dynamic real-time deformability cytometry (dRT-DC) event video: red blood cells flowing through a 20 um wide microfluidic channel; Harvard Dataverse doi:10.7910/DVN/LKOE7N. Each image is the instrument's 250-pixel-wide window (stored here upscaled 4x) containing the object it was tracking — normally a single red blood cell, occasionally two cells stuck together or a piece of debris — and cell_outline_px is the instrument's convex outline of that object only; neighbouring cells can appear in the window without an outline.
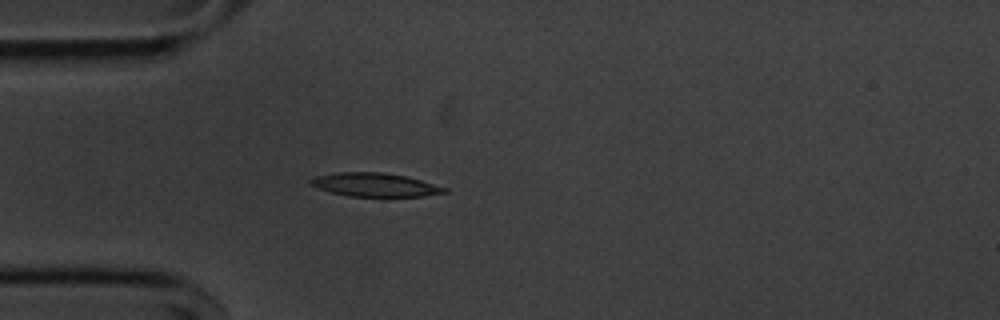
{"species": "common noctule bat (a hibernating species)", "species_latin": "Nyctalus noctula", "temperature_condition": "cold", "stored_images_in_passage": 40, "camera_frame_rate_fps": 3000, "um_per_image_px": 0.085, "animal": {"sex": "male", "body_mass_g": 20.1, "forearm_length_mm": 53.5}, "frame": {"image": 1, "passage_image": 1, "time_ms": 0.0, "image_size_px": [1000, 320], "cell_outline_px": [[448, 192], [424, 196], [348, 196], [332, 192], [308, 184], [308, 180], [316, 176], [336, 172], [380, 172], [404, 176], [420, 180], [448, 188]], "centroid_in_image_um": [31.85, 15.7], "position_along_channel_um": 53.2, "area_um2": 18.21}}
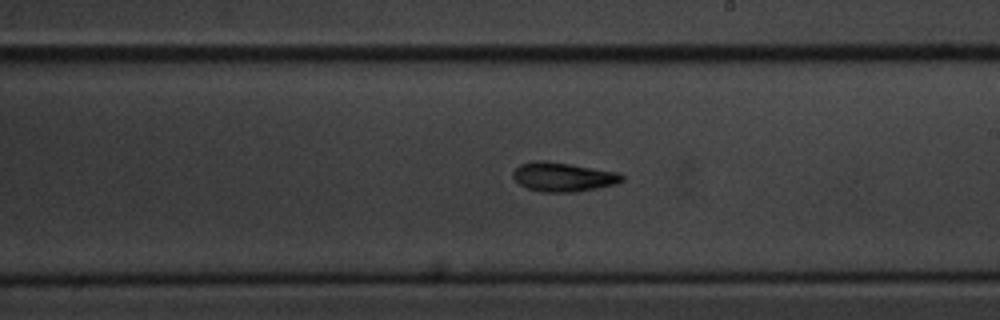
{"frame": {"image": 2, "passage_image": 17, "time_ms": 5.333, "image_size_px": [1000, 320], "cell_outline_px": [[624, 180], [616, 184], [576, 192], [540, 192], [528, 188], [520, 184], [512, 176], [512, 172], [520, 164], [532, 160], [548, 160], [616, 172], [624, 176]], "centroid_in_image_um": [47.83, 15.03], "position_along_channel_um": 241.2, "area_um2": 18.55}}
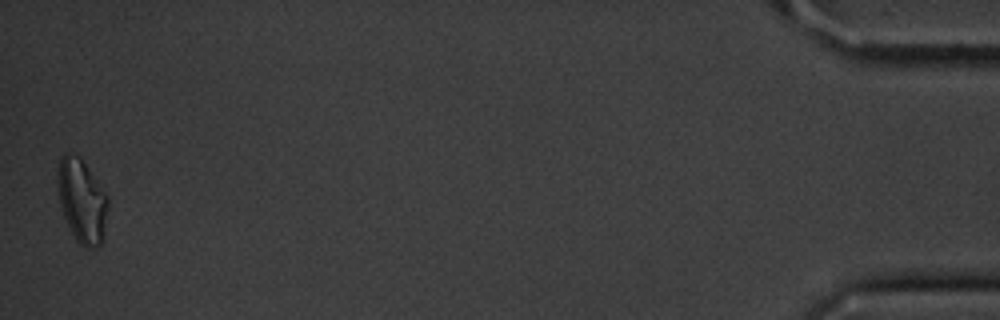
{"frame": {"image": 3, "passage_image": 40, "time_ms": 13.0, "image_size_px": [1000, 320], "cell_outline_px": [[108, 208], [104, 240], [100, 244], [92, 248], [84, 248], [76, 240], [64, 216], [60, 204], [56, 180], [56, 172], [60, 156], [64, 152], [68, 152], [80, 156], [108, 196]], "centroid_in_image_um": [6.96, 17.04], "position_along_channel_um": 428.2, "area_um2": 24.97}, "authors_computed_cell_mechanics": {"area_um2": 18.1492, "velocity_mm_per_s": 3.6409, "shape_relaxation_time_tau1_ms": 2.378, "shape_relaxation_time_tau2_ms": 5.7244, "deformation_change_tau1": 0.1578, "deformation_change_tau2": 0.1566}}